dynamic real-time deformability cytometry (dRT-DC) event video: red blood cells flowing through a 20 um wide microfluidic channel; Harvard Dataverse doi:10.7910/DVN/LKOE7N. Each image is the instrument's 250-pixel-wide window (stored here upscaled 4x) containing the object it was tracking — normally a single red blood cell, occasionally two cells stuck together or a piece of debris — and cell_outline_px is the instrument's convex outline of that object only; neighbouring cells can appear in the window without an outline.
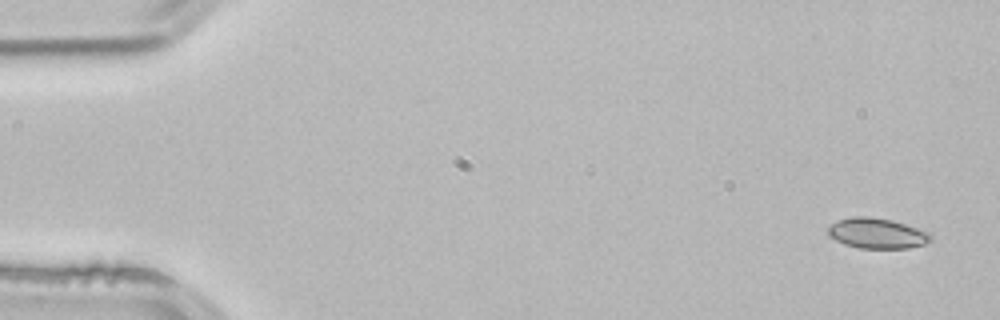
{"species": "common noctule bat (a hibernating species)", "species_latin": "Nyctalus noctula", "temperature_condition": "room temperature", "stored_images_in_passage": 3, "camera_frame_rate_fps": 3000, "um_per_image_px": 0.085, "animal": {"sex": "male", "body_mass_g": 21.5, "forearm_length_mm": 52.0}, "frame": {"image": 1, "passage_image": 1, "time_ms": 0.0, "image_size_px": [1000, 320], "cell_outline_px": [[932, 240], [924, 244], [908, 248], [860, 248], [844, 244], [828, 236], [828, 228], [836, 220], [852, 216], [868, 216], [892, 220], [928, 232], [932, 236]], "centroid_in_image_um": [74.52, 19.83], "position_along_channel_um": 10.5, "area_um2": 18.15}}